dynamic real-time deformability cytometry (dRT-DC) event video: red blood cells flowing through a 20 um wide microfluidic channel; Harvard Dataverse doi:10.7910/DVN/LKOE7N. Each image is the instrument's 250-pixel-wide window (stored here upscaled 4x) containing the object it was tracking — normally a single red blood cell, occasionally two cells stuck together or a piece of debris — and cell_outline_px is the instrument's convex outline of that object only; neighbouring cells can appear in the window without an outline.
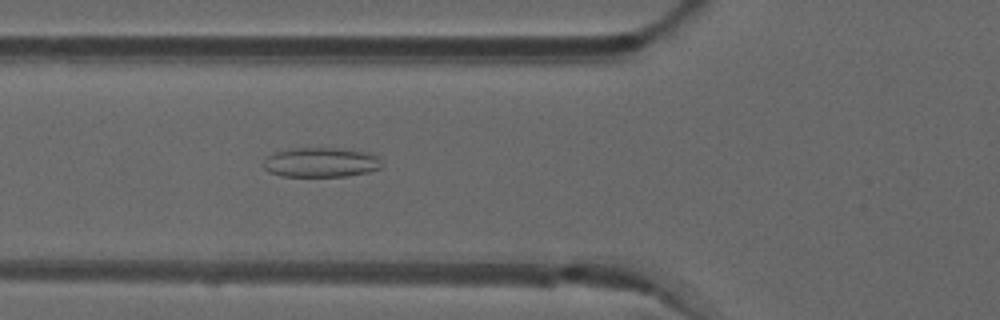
{"species": "common noctule bat (a hibernating species)", "species_latin": "Nyctalus noctula", "temperature_condition": "warm", "stored_images_in_passage": 43, "camera_frame_rate_fps": 3000, "um_per_image_px": 0.085, "animal": {"sex": "male", "forearm_length_mm": 52.5}, "frame": {"image": 1, "passage_image": 11, "time_ms": 3.333, "image_size_px": [1000, 320], "cell_outline_px": [[384, 164], [380, 168], [368, 172], [348, 176], [284, 176], [268, 172], [264, 168], [264, 160], [268, 156], [276, 152], [292, 148], [336, 148], [364, 152], [376, 156]], "centroid_in_image_um": [27.28, 13.81], "position_along_channel_um": 98.5, "area_um2": 20.29}}
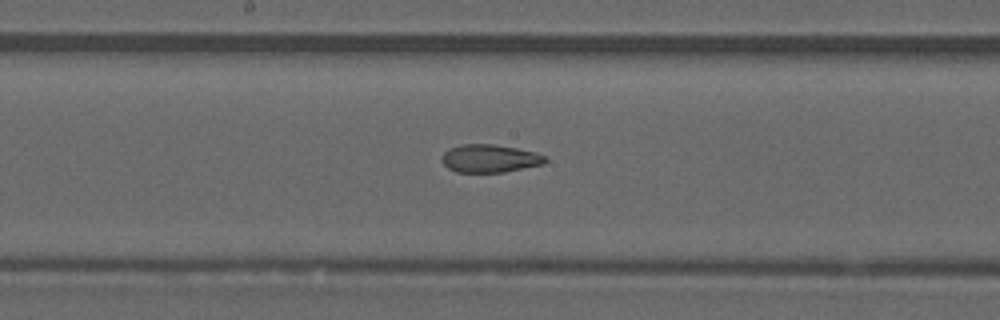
{"frame": {"image": 2, "passage_image": 19, "time_ms": 6.0, "image_size_px": [1000, 320], "cell_outline_px": [[548, 160], [544, 164], [504, 172], [456, 172], [448, 168], [444, 164], [444, 152], [448, 148], [460, 144], [492, 144], [516, 148], [536, 152], [548, 156]], "centroid_in_image_um": [41.68, 13.46], "position_along_channel_um": 206.5, "area_um2": 16.88}}
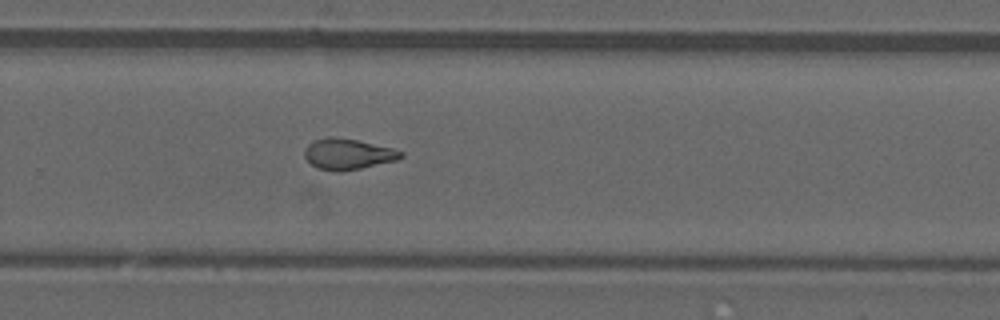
{"frame": {"image": 3, "passage_image": 26, "time_ms": 8.333, "image_size_px": [1000, 320], "cell_outline_px": [[404, 156], [400, 160], [340, 172], [336, 172], [316, 168], [304, 156], [304, 148], [312, 140], [328, 136], [356, 140], [392, 148], [404, 152]], "centroid_in_image_um": [29.57, 13.1], "position_along_channel_um": 300.2, "area_um2": 17.46}, "authors_computed_cell_mechanics": {"area_um2": 17.4556, "velocity_mm_per_s": 4.0323, "shape_relaxation_time_tau1_ms": null, "shape_relaxation_time_tau2_ms": 1.8998, "deformation_change_tau1": null, "deformation_change_tau2": 0.0942}}